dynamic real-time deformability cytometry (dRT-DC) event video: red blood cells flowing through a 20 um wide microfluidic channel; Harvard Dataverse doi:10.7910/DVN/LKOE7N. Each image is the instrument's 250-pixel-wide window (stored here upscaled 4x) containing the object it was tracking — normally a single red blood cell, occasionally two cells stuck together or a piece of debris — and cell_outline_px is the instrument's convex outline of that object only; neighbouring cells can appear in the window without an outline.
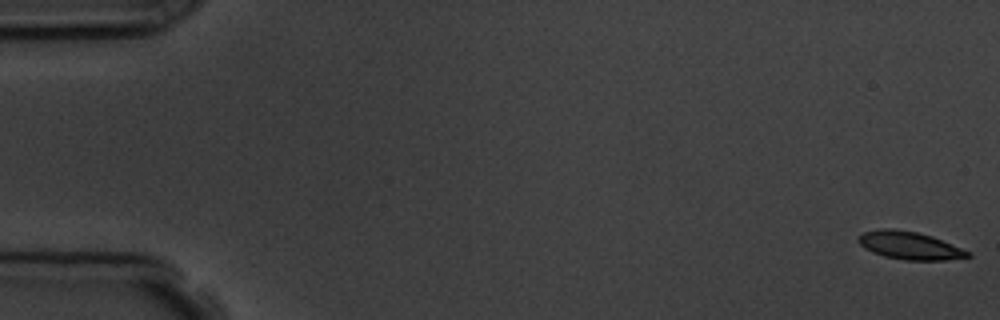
{"species": "common noctule bat (a hibernating species)", "species_latin": "Nyctalus noctula", "temperature_condition": "room temperature", "stored_images_in_passage": 5, "camera_frame_rate_fps": 3000, "um_per_image_px": 0.085, "animal": {"sex": "male", "body_mass_g": 19.5, "forearm_length_mm": 54.6}, "frame": {"image": 1, "passage_image": 1, "time_ms": 0.0, "image_size_px": [1000, 320], "cell_outline_px": [[972, 256], [944, 260], [904, 260], [884, 256], [872, 252], [864, 248], [856, 240], [856, 236], [864, 232], [884, 228], [892, 228], [916, 232], [932, 236], [972, 252]], "centroid_in_image_um": [77.3, 20.87], "position_along_channel_um": 7.7, "area_um2": 17.8}}